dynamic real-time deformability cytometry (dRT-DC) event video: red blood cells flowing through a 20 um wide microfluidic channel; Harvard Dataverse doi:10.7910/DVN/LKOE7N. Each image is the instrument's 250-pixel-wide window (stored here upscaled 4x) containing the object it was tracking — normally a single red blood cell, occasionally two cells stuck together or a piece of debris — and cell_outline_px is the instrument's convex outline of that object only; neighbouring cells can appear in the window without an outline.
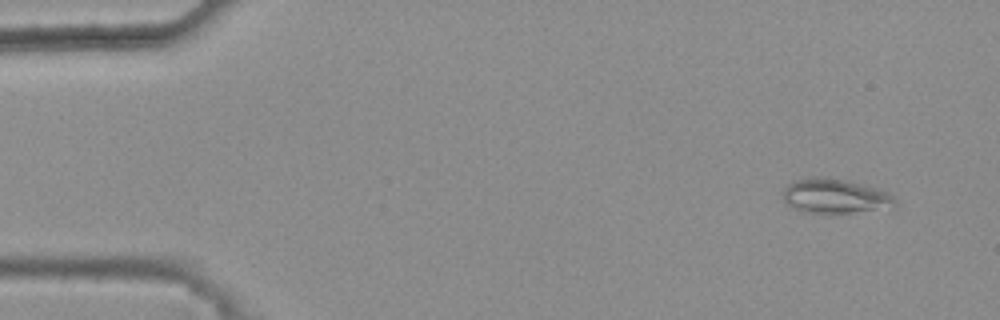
{"species": "common noctule bat (a hibernating species)", "species_latin": "Nyctalus noctula", "temperature_condition": "warm", "stored_images_in_passage": 45, "camera_frame_rate_fps": 3000, "um_per_image_px": 0.085, "animal": {"sex": "female", "body_mass_g": 25.1}, "frame": {"image": 1, "passage_image": 3, "time_ms": 0.667, "image_size_px": [1000, 320], "cell_outline_px": [[896, 204], [852, 212], [800, 212], [788, 204], [784, 200], [784, 188], [788, 184], [796, 180], [812, 176], [816, 176], [844, 180], [864, 184], [888, 192], [892, 196]], "centroid_in_image_um": [70.89, 16.63], "position_along_channel_um": 14.1, "area_um2": 21.79}}
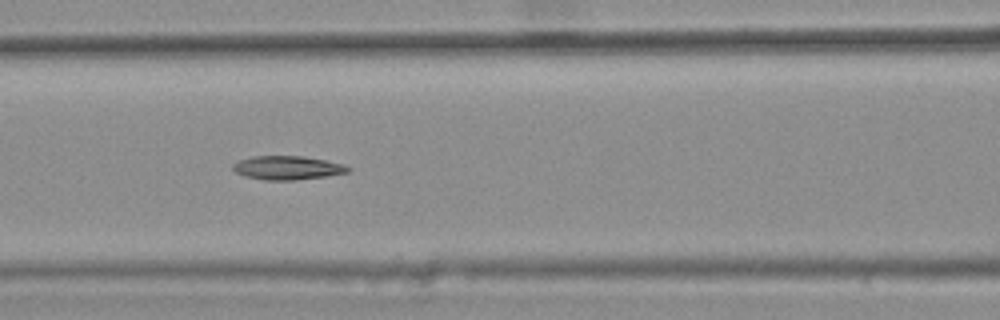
{"frame": {"image": 2, "passage_image": 22, "time_ms": 7.0, "image_size_px": [1000, 320], "cell_outline_px": [[352, 168], [348, 172], [328, 176], [296, 180], [264, 180], [244, 176], [236, 172], [232, 168], [232, 164], [240, 160], [252, 156], [304, 156], [344, 164]], "centroid_in_image_um": [24.44, 14.26], "position_along_channel_um": 142.2, "area_um2": 16.01}}
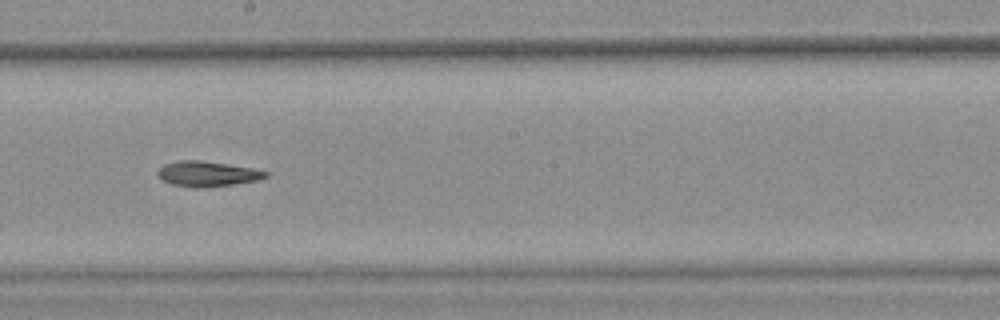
{"frame": {"image": 3, "passage_image": 29, "time_ms": 9.333, "image_size_px": [1000, 320], "cell_outline_px": [[268, 176], [256, 180], [232, 184], [200, 188], [196, 188], [172, 184], [164, 180], [156, 172], [164, 164], [180, 160], [200, 160], [252, 168], [268, 172]], "centroid_in_image_um": [17.61, 14.77], "position_along_channel_um": 230.6, "area_um2": 15.55}}